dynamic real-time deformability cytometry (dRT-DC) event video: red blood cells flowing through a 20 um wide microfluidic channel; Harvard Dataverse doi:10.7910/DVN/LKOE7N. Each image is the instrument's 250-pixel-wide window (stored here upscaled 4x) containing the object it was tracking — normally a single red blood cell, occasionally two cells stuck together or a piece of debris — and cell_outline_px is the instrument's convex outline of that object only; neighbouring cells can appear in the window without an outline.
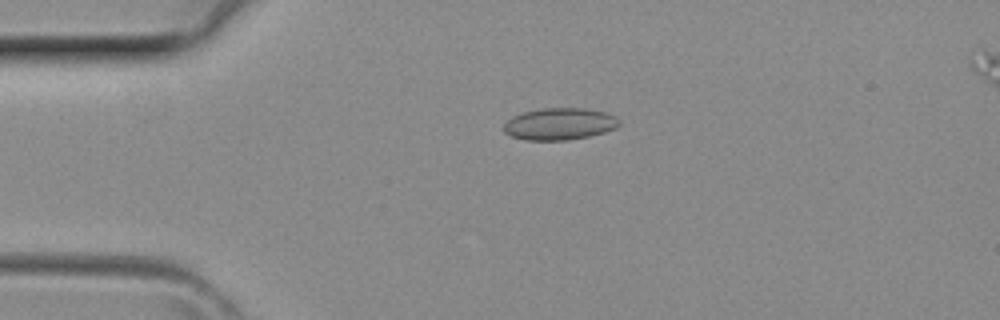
{"species": "common noctule bat (a hibernating species)", "species_latin": "Nyctalus noctula", "temperature_condition": "room temperature", "stored_images_in_passage": 4, "camera_frame_rate_fps": 3000, "um_per_image_px": 0.085, "animal": {"sex": "female", "body_mass_g": 29.2, "forearm_length_mm": 56.3}, "frame": {"image": 1, "passage_image": 2, "time_ms": 0.333, "image_size_px": [1000, 320], "cell_outline_px": [[620, 124], [616, 128], [604, 132], [588, 136], [568, 140], [524, 140], [512, 136], [504, 132], [504, 124], [512, 116], [524, 112], [544, 108], [584, 108], [604, 112], [616, 116], [620, 120]], "centroid_in_image_um": [47.57, 10.53], "position_along_channel_um": 37.4, "area_um2": 21.44}}